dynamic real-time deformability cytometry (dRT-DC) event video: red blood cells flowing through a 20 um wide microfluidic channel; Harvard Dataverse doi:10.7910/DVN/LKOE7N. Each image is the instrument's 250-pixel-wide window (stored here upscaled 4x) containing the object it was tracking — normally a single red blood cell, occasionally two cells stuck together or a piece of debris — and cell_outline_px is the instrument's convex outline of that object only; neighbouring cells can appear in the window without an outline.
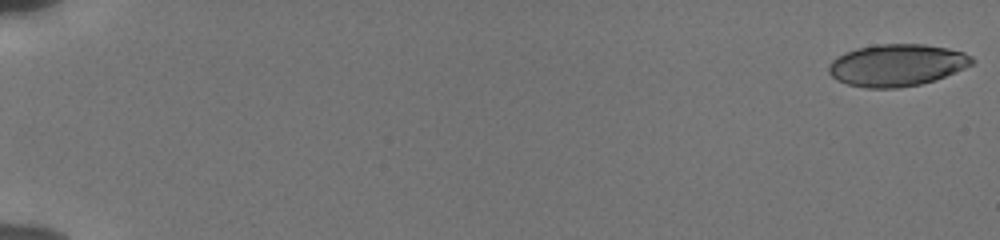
{"species": "human", "species_latin": "Homo sapiens", "temperature_condition": "cold", "stored_images_in_passage": 55, "camera_frame_rate_fps": 3000, "um_per_image_px": 0.085, "donor": {"sex": "male"}, "frame": {"image": 1, "passage_image": 1, "time_ms": 0.0, "image_size_px": [1000, 240], "cell_outline_px": [[976, 60], [972, 64], [964, 68], [936, 80], [920, 84], [900, 88], [868, 88], [848, 84], [836, 80], [828, 72], [828, 64], [836, 56], [844, 52], [856, 48], [876, 44], [924, 44], [948, 48], [964, 52], [972, 56]], "centroid_in_image_um": [76.22, 5.53], "position_along_channel_um": 8.8, "area_um2": 35.37}}
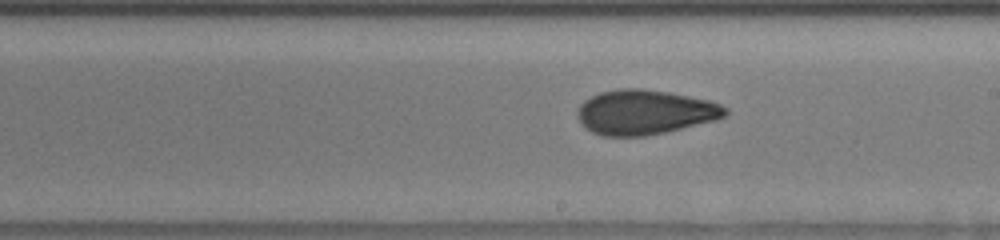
{"frame": {"image": 2, "passage_image": 34, "time_ms": 11.0, "image_size_px": [1000, 240], "cell_outline_px": [[728, 112], [724, 116], [716, 120], [664, 132], [644, 136], [604, 136], [592, 132], [584, 128], [580, 124], [576, 116], [576, 112], [580, 104], [584, 100], [600, 92], [620, 88], [640, 88], [668, 92], [708, 100], [720, 104], [728, 108]], "centroid_in_image_um": [54.76, 9.54], "position_along_channel_um": 234.2, "area_um2": 38.55}}
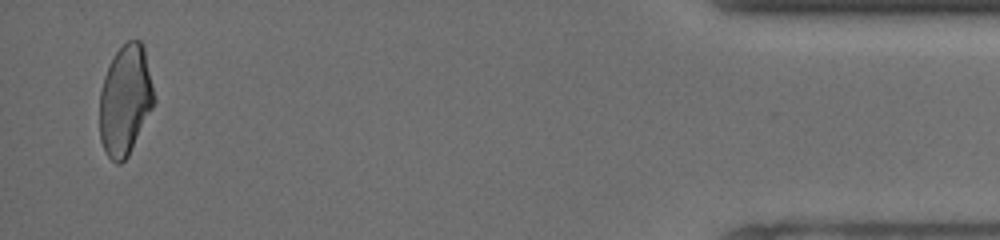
{"frame": {"image": 3, "passage_image": 54, "time_ms": 17.667, "image_size_px": [1000, 240], "cell_outline_px": [[156, 100], [128, 156], [120, 164], [116, 164], [104, 152], [100, 140], [100, 92], [104, 76], [116, 52], [128, 40], [140, 40], [144, 48]], "centroid_in_image_um": [10.64, 8.54], "position_along_channel_um": 424.6, "area_um2": 34.68}, "authors_computed_cell_mechanics": {"area_um2": 36.703, "velocity_mm_per_s": 3.8581, "shape_relaxation_time_tau1_ms": 8.0927, "shape_relaxation_time_tau2_ms": 2.038, "deformation_change_tau1": 0.1829, "deformation_change_tau2": 0.076}}